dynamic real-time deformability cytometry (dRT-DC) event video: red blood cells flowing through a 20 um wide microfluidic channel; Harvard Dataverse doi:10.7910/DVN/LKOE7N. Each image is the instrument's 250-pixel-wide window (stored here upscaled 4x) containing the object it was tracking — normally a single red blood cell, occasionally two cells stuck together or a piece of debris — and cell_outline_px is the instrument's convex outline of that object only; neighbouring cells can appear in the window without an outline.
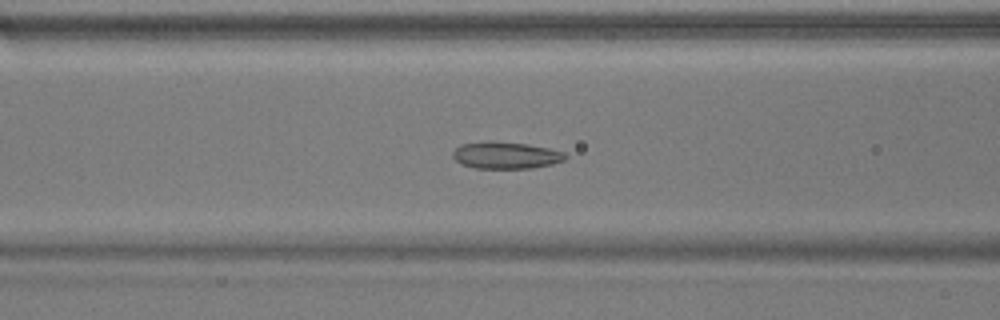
{"species": "common noctule bat (a hibernating species)", "species_latin": "Nyctalus noctula", "temperature_condition": "warm", "stored_images_in_passage": 53, "camera_frame_rate_fps": 3000, "um_per_image_px": 0.085, "animal": {"sex": "male", "body_mass_g": 17.9}, "frame": {"image": 1, "passage_image": 21, "time_ms": 6.667, "image_size_px": [1000, 320], "cell_outline_px": [[568, 156], [564, 160], [552, 164], [532, 168], [476, 168], [460, 164], [452, 156], [452, 152], [460, 144], [488, 140], [492, 140], [528, 144], [548, 148], [564, 152]], "centroid_in_image_um": [42.97, 13.18], "position_along_channel_um": 123.6, "area_um2": 17.86}}
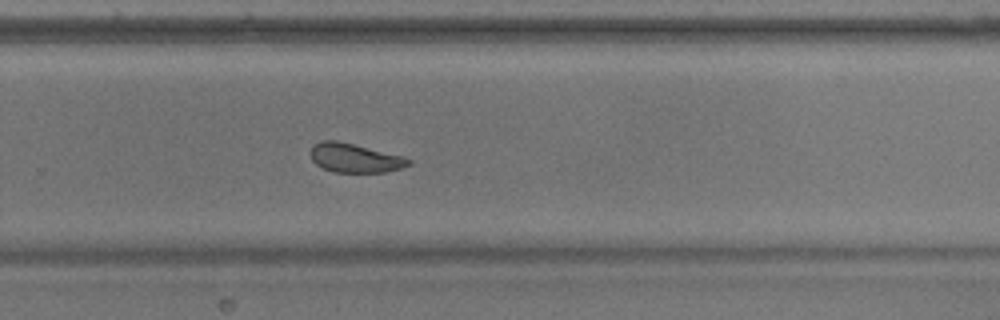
{"frame": {"image": 2, "passage_image": 35, "time_ms": 11.333, "image_size_px": [1000, 320], "cell_outline_px": [[412, 164], [400, 168], [384, 172], [336, 172], [324, 168], [316, 164], [312, 160], [308, 152], [312, 144], [320, 140], [336, 140], [404, 156], [412, 160]], "centroid_in_image_um": [30.13, 13.41], "position_along_channel_um": 299.7, "area_um2": 16.7}}
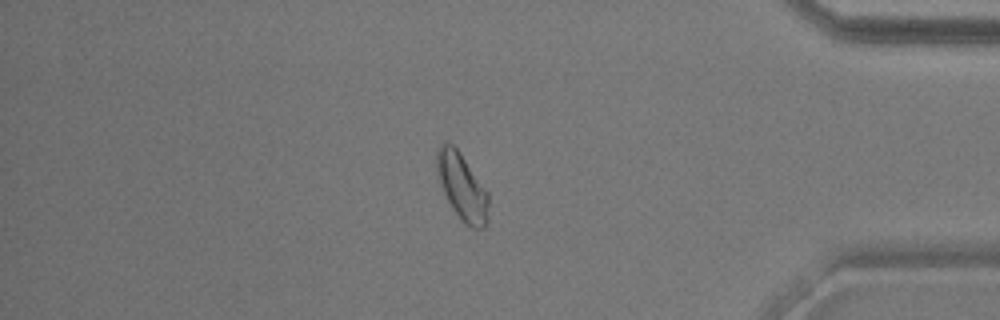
{"frame": {"image": 3, "passage_image": 45, "time_ms": 14.667, "image_size_px": [1000, 320], "cell_outline_px": [[488, 224], [484, 228], [472, 228], [464, 224], [452, 208], [444, 192], [436, 172], [436, 152], [440, 144], [452, 144], [460, 152], [488, 192]], "centroid_in_image_um": [39.28, 15.9], "position_along_channel_um": 395.9, "area_um2": 20.06}, "authors_computed_cell_mechanics": {"area_um2": 19.1896, "velocity_mm_per_s": 3.7829, "shape_relaxation_time_tau1_ms": 9.8128, "shape_relaxation_time_tau2_ms": 2.7784, "deformation_change_tau1": 0.1498, "deformation_change_tau2": 0.0821}}